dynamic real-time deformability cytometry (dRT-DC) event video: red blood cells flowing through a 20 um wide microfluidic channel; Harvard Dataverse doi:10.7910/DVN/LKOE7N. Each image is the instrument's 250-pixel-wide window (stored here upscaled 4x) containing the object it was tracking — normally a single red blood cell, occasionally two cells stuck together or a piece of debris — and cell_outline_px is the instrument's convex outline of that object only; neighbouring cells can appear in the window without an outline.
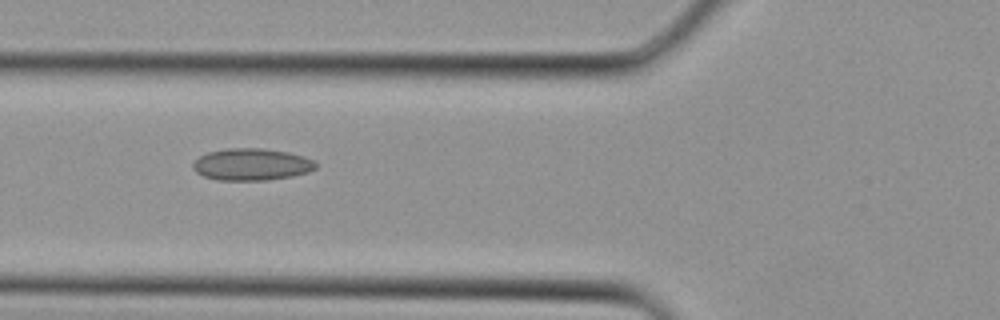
{"species": "Egyptian fruit bat (a non-hibernating species)", "species_latin": "Rousettus aegyptiacus", "temperature_condition": "cold", "stored_images_in_passage": 3, "camera_frame_rate_fps": 3000, "um_per_image_px": 0.085, "animal": {"sex": "female"}, "frame": {"image": 1, "passage_image": 3, "time_ms": 0.667, "image_size_px": [1000, 320], "cell_outline_px": [[316, 168], [308, 172], [292, 176], [264, 180], [220, 180], [204, 176], [196, 172], [192, 168], [192, 164], [200, 156], [208, 152], [228, 148], [260, 148], [288, 152], [304, 156], [312, 160], [316, 164]], "centroid_in_image_um": [21.38, 13.97], "position_along_channel_um": 104.4, "area_um2": 22.72}}